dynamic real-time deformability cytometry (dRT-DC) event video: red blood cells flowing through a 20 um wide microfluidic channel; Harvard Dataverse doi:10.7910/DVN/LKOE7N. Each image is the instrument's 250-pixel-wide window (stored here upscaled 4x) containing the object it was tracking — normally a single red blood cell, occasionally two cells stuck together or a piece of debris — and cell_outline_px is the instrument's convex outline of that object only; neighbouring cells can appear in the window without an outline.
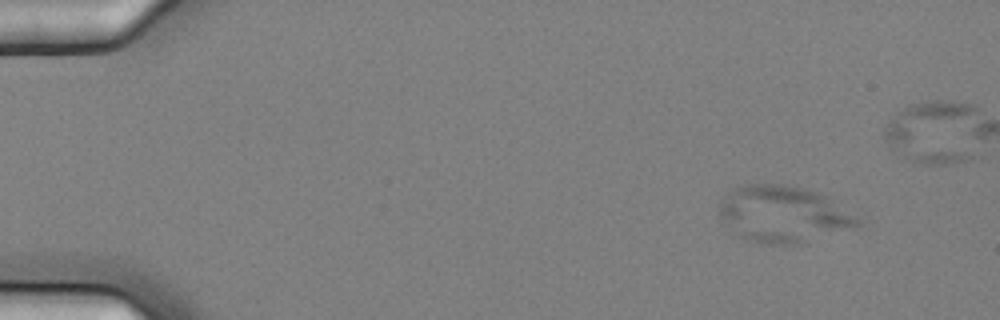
{"species": "common noctule bat (a hibernating species)", "species_latin": "Nyctalus noctula", "temperature_condition": "cold", "stored_images_in_passage": 5, "camera_frame_rate_fps": 3000, "um_per_image_px": 0.085, "animal": {"sex": "female", "body_mass_g": 25.1}, "frame": {"image": 1, "passage_image": 2, "time_ms": 0.333, "image_size_px": [1000, 320], "cell_outline_px": [[860, 224], [808, 244], [764, 244], [748, 240], [740, 236], [720, 216], [720, 200], [732, 188], [744, 184], [780, 184], [804, 188], [816, 192], [824, 196], [860, 216]], "centroid_in_image_um": [66.61, 18.21], "position_along_channel_um": 18.4, "area_um2": 45.55}}